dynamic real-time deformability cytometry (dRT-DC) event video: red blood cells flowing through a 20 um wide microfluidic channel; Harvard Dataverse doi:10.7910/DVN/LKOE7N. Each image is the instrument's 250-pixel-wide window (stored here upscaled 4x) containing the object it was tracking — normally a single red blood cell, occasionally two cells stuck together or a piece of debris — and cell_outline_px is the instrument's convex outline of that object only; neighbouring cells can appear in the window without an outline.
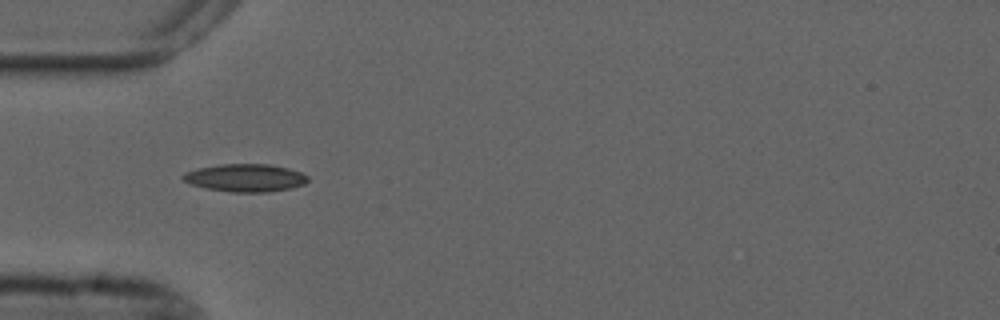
{"species": "common noctule bat (a hibernating species)", "species_latin": "Nyctalus noctula", "temperature_condition": "cold", "stored_images_in_passage": 39, "camera_frame_rate_fps": 3000, "um_per_image_px": 0.085, "animal": {"sex": "male", "forearm_length_mm": 52.5}, "frame": {"image": 1, "passage_image": 1, "time_ms": 0.0, "image_size_px": [1000, 320], "cell_outline_px": [[308, 180], [304, 184], [292, 188], [268, 192], [232, 192], [208, 188], [192, 184], [184, 180], [180, 176], [184, 172], [196, 168], [220, 164], [268, 164], [288, 168], [300, 172], [308, 176]], "centroid_in_image_um": [20.85, 15.11], "position_along_channel_um": 64.1, "area_um2": 20.17}}
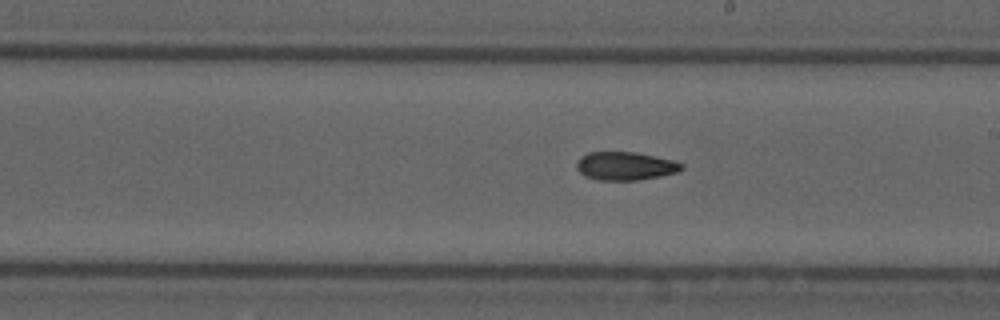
{"frame": {"image": 2, "passage_image": 15, "time_ms": 4.667, "image_size_px": [1000, 320], "cell_outline_px": [[684, 168], [676, 172], [660, 176], [640, 180], [596, 180], [584, 176], [576, 168], [576, 164], [580, 156], [588, 152], [636, 152], [672, 160], [684, 164]], "centroid_in_image_um": [53.12, 14.11], "position_along_channel_um": 235.9, "area_um2": 17.4}}
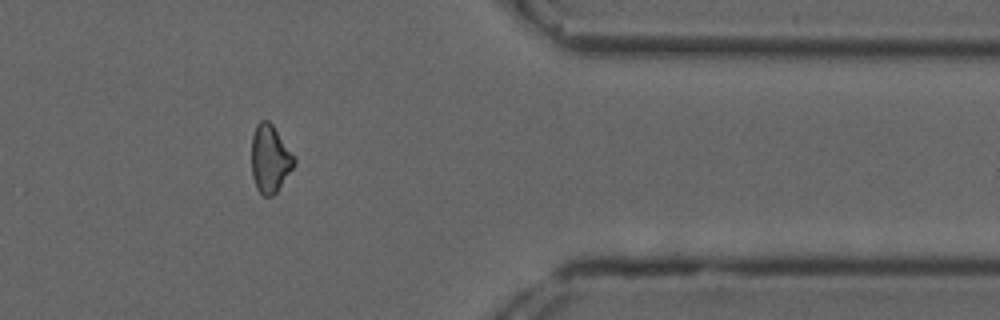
{"frame": {"image": 3, "passage_image": 29, "time_ms": 9.333, "image_size_px": [1000, 320], "cell_outline_px": [[296, 160], [292, 168], [276, 192], [272, 196], [264, 196], [256, 188], [252, 176], [252, 136], [256, 124], [260, 120], [268, 120], [272, 124]], "centroid_in_image_um": [22.92, 13.49], "position_along_channel_um": 388.5, "area_um2": 16.47}, "authors_computed_cell_mechanics": {"area_um2": 17.3978, "velocity_mm_per_s": 3.7027, "shape_relaxation_time_tau1_ms": 3.58, "shape_relaxation_time_tau2_ms": 6.71, "deformation_change_tau1": 0.1182, "deformation_change_tau2": 0.1478}}